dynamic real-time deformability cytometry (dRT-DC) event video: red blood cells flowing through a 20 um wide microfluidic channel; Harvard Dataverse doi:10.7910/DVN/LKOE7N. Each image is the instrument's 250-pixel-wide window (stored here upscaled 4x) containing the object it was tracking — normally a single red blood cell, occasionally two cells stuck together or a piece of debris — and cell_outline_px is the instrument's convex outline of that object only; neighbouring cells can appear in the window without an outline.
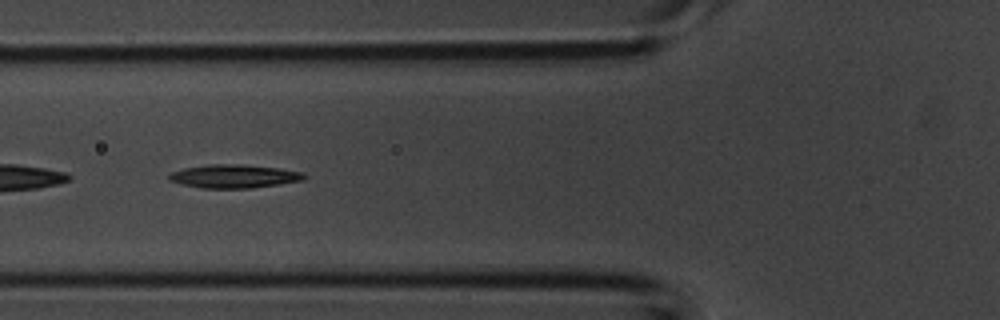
{"species": "common noctule bat (a hibernating species)", "species_latin": "Nyctalus noctula", "temperature_condition": "room temperature", "stored_images_in_passage": 33, "camera_frame_rate_fps": 3000, "um_per_image_px": 0.085, "animal": {"sex": "male", "body_mass_g": 20.1, "forearm_length_mm": 53.5}, "frame": {"image": 1, "passage_image": 6, "time_ms": 1.667, "image_size_px": [1000, 320], "cell_outline_px": [[308, 176], [304, 180], [280, 184], [252, 188], [200, 188], [180, 184], [168, 180], [168, 176], [172, 172], [184, 168], [208, 164], [244, 164], [280, 168], [304, 172]], "centroid_in_image_um": [19.92, 14.98], "position_along_channel_um": 105.9, "area_um2": 18.73}}
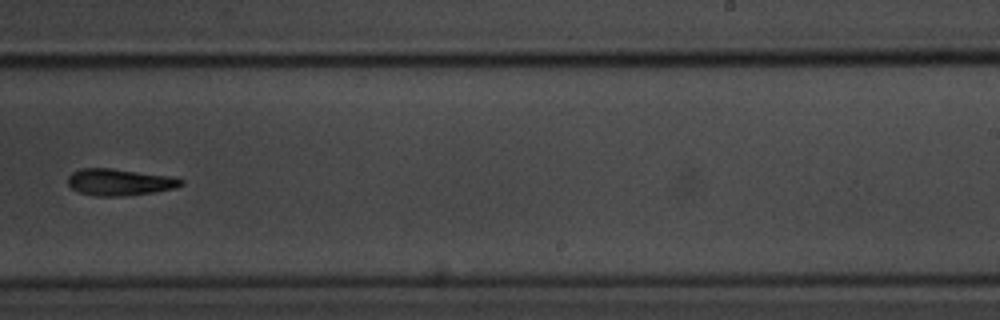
{"frame": {"image": 2, "passage_image": 17, "time_ms": 5.333, "image_size_px": [1000, 320], "cell_outline_px": [[184, 184], [176, 188], [152, 192], [120, 196], [92, 196], [80, 192], [72, 188], [68, 184], [68, 176], [72, 172], [80, 168], [112, 168], [172, 176], [184, 180]], "centroid_in_image_um": [10.17, 15.47], "position_along_channel_um": 278.8, "area_um2": 17.69}}
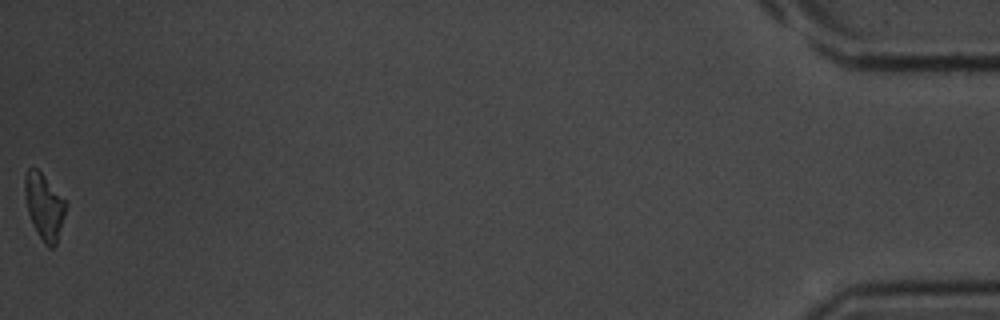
{"frame": {"image": 3, "passage_image": 33, "time_ms": 10.667, "image_size_px": [1000, 320], "cell_outline_px": [[68, 204], [56, 244], [52, 248], [48, 248], [44, 244], [28, 212], [24, 192], [24, 176], [28, 168], [36, 168], [68, 200]], "centroid_in_image_um": [3.79, 17.51], "position_along_channel_um": 431.4, "area_um2": 15.78}}